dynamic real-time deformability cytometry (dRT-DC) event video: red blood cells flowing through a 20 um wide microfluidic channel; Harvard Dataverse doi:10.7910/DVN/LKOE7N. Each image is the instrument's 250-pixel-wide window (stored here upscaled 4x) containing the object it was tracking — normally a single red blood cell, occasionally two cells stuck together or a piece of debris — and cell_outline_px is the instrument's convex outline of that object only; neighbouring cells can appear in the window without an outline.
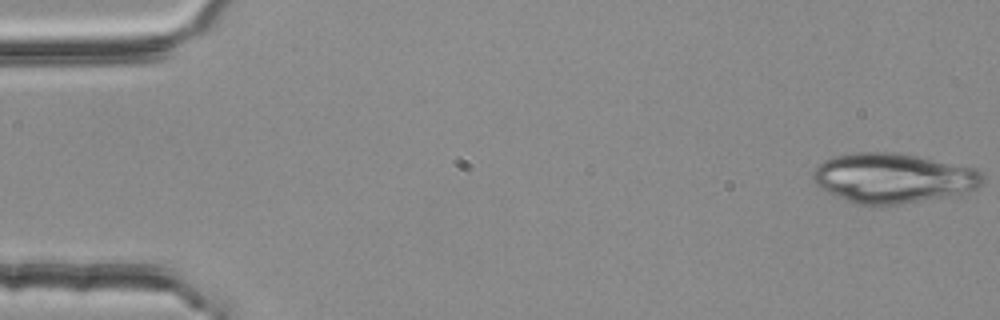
{"species": "common noctule bat (a hibernating species)", "species_latin": "Nyctalus noctula", "temperature_condition": "room temperature", "stored_images_in_passage": 4, "camera_frame_rate_fps": 3000, "um_per_image_px": 0.085, "animal": {"sex": "female", "body_mass_g": 25.1}, "frame": {"image": 1, "passage_image": 1, "time_ms": 0.0, "image_size_px": [1000, 320], "cell_outline_px": [[984, 184], [968, 192], [900, 204], [856, 204], [836, 196], [820, 188], [812, 180], [812, 172], [824, 160], [832, 156], [856, 152], [888, 152], [916, 156], [976, 168], [984, 176]], "centroid_in_image_um": [75.9, 15.13], "position_along_channel_um": 9.1, "area_um2": 48.9}}